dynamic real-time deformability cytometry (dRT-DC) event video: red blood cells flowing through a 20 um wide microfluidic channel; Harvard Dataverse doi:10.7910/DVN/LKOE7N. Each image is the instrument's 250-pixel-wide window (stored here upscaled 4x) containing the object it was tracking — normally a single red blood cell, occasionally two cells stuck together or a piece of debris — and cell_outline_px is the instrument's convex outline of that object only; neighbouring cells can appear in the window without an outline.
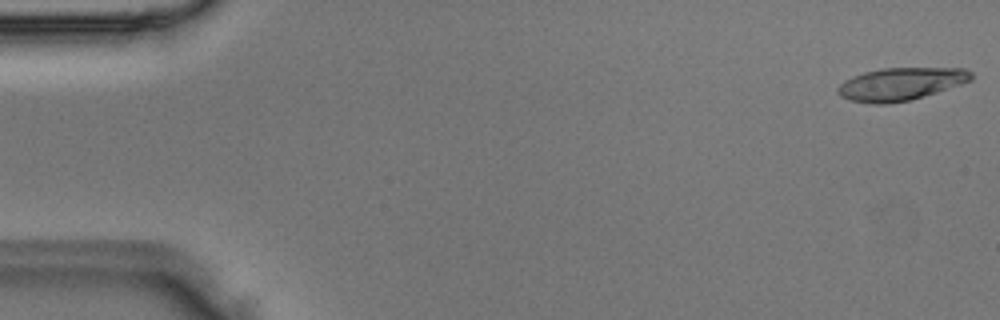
{"species": "Egyptian fruit bat (a non-hibernating species)", "species_latin": "Rousettus aegyptiacus", "temperature_condition": "room temperature", "stored_images_in_passage": 49, "camera_frame_rate_fps": 3000, "um_per_image_px": 0.085, "animal": {"sex": "male"}, "frame": {"image": 1, "passage_image": 1, "time_ms": 0.0, "image_size_px": [1000, 320], "cell_outline_px": [[972, 80], [936, 92], [908, 100], [888, 104], [872, 104], [852, 100], [840, 96], [836, 92], [836, 88], [840, 84], [852, 76], [864, 72], [880, 68], [964, 68], [972, 72]], "centroid_in_image_um": [76.53, 7.13], "position_along_channel_um": 8.5, "area_um2": 25.26}}
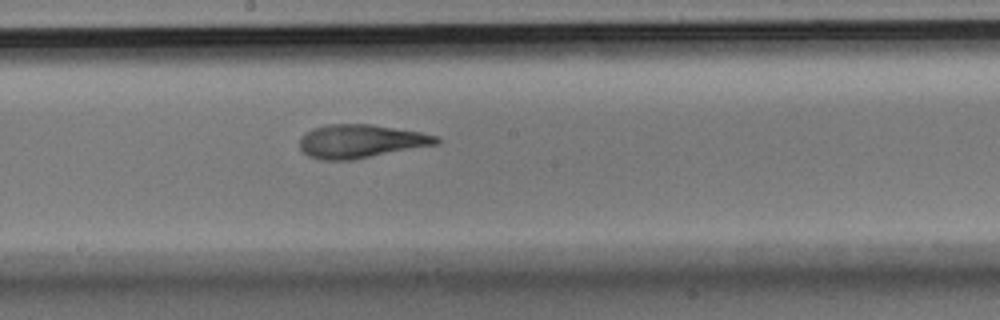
{"frame": {"image": 2, "passage_image": 26, "time_ms": 8.333, "image_size_px": [1000, 320], "cell_outline_px": [[440, 140], [436, 144], [352, 160], [320, 160], [308, 156], [300, 148], [300, 140], [304, 132], [312, 128], [328, 124], [368, 124], [420, 132], [440, 136]], "centroid_in_image_um": [30.62, 12.0], "position_along_channel_um": 217.6, "area_um2": 26.53}}
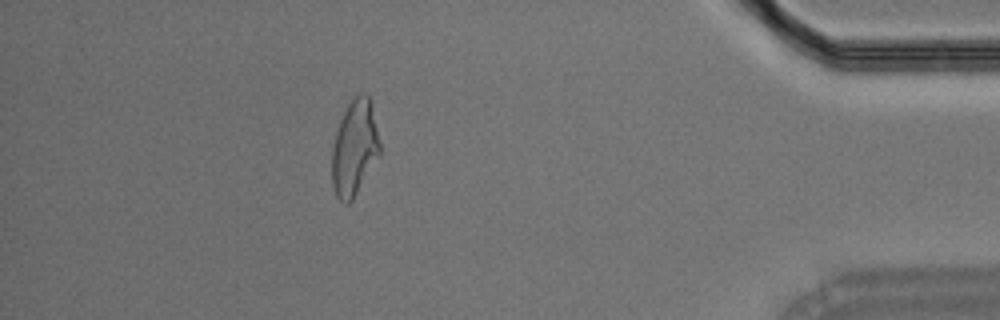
{"frame": {"image": 3, "passage_image": 43, "time_ms": 14.0, "image_size_px": [1000, 320], "cell_outline_px": [[380, 156], [352, 200], [348, 204], [344, 204], [336, 196], [332, 184], [332, 148], [336, 132], [340, 120], [348, 104], [360, 92], [364, 92], [368, 96], [372, 104], [380, 144]], "centroid_in_image_um": [30.14, 12.59], "position_along_channel_um": 405.1, "area_um2": 26.7}}